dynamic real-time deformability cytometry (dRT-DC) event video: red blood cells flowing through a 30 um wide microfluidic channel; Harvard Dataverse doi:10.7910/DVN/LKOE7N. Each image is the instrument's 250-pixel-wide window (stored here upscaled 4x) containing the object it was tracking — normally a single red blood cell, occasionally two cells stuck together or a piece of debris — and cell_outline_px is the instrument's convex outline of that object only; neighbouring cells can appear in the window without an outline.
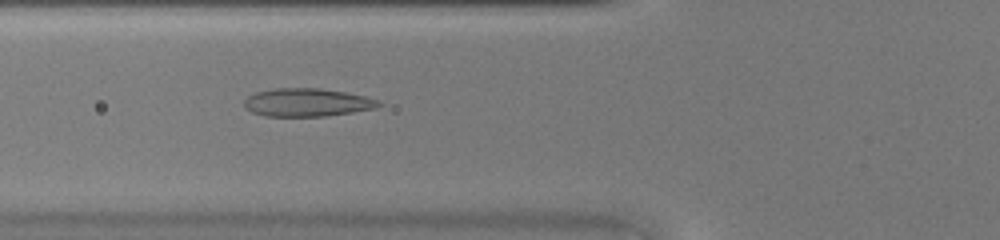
{"species": "common noctule bat (a hibernating species)", "species_latin": "Nyctalus noctula", "temperature_condition": "warm", "stored_images_in_passage": 33, "camera_frame_rate_fps": 3000, "um_per_image_px": 0.085, "animal": {"sex": "female", "body_mass_g": 20.0, "forearm_length_mm": 54.0}, "frame": {"image": 1, "passage_image": 5, "time_ms": 1.333, "image_size_px": [1000, 240], "cell_outline_px": [[384, 104], [376, 108], [352, 112], [324, 116], [264, 116], [252, 112], [244, 108], [244, 100], [248, 96], [256, 92], [276, 88], [320, 88], [344, 92], [364, 96], [380, 100]], "centroid_in_image_um": [26.1, 8.71], "position_along_channel_um": 99.7, "area_um2": 22.08}}
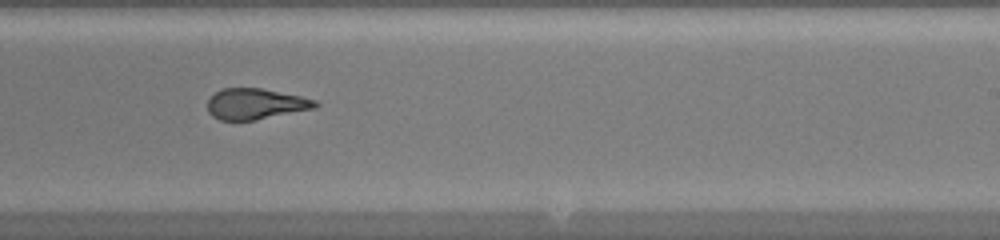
{"frame": {"image": 2, "passage_image": 16, "time_ms": 5.0, "image_size_px": [1000, 240], "cell_outline_px": [[320, 104], [316, 108], [252, 120], [220, 120], [212, 116], [208, 112], [208, 100], [216, 92], [224, 88], [260, 88], [300, 96], [316, 100]], "centroid_in_image_um": [21.72, 8.83], "position_along_channel_um": 267.3, "area_um2": 19.13}}
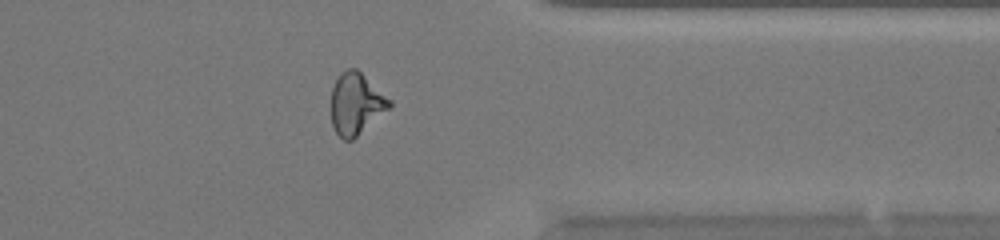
{"frame": {"image": 3, "passage_image": 24, "time_ms": 7.667, "image_size_px": [1000, 240], "cell_outline_px": [[392, 104], [388, 108], [352, 140], [344, 140], [336, 132], [332, 124], [332, 88], [340, 72], [348, 68], [356, 68], [392, 100]], "centroid_in_image_um": [30.25, 8.79], "position_along_channel_um": 381.1, "area_um2": 20.52}}